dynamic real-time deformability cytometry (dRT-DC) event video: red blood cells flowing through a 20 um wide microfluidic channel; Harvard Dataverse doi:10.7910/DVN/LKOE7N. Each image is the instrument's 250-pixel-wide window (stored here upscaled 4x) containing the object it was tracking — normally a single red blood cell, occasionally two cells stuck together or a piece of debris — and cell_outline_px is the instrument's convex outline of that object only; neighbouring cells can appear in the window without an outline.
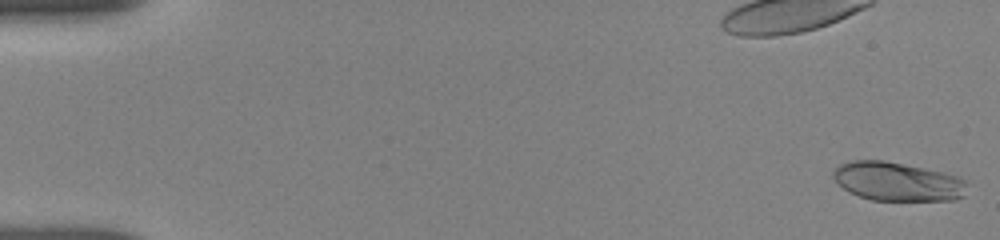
{"species": "human", "species_latin": "Homo sapiens", "temperature_condition": "room temperature", "stored_images_in_passage": 11, "camera_frame_rate_fps": 3000, "um_per_image_px": 0.085, "donor": {"sex": "female"}, "frame": {"image": 1, "passage_image": 1, "time_ms": 0.0, "image_size_px": [1000, 240], "cell_outline_px": [[964, 196], [956, 200], [872, 200], [848, 192], [832, 176], [832, 172], [840, 164], [852, 160], [884, 160], [944, 172], [956, 176], [964, 180]], "centroid_in_image_um": [76.26, 15.42], "position_along_channel_um": 8.7, "area_um2": 30.0}}
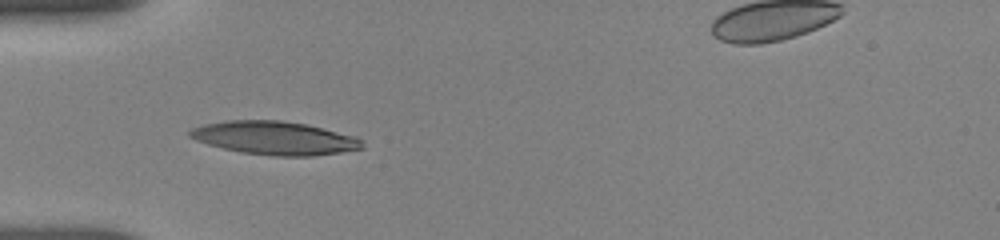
{"frame": {"image": 2, "passage_image": 8, "time_ms": 5.333, "image_size_px": [1000, 240], "cell_outline_px": [[364, 148], [340, 152], [312, 156], [276, 156], [240, 152], [208, 144], [196, 140], [188, 136], [188, 132], [192, 128], [204, 124], [224, 120], [280, 120], [308, 124], [356, 136], [364, 140]], "centroid_in_image_um": [23.37, 11.72], "position_along_channel_um": 61.6, "area_um2": 33.7}}
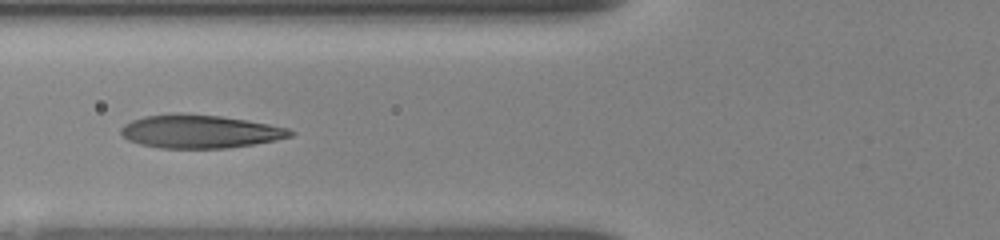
{"frame": {"image": 3, "passage_image": 10, "time_ms": 6.667, "image_size_px": [1000, 240], "cell_outline_px": [[296, 132], [292, 136], [276, 140], [228, 148], [160, 148], [140, 144], [128, 140], [120, 132], [120, 128], [124, 124], [132, 120], [144, 116], [176, 112], [220, 116], [248, 120], [288, 128]], "centroid_in_image_um": [16.98, 11.17], "position_along_channel_um": 108.8, "area_um2": 33.0}}